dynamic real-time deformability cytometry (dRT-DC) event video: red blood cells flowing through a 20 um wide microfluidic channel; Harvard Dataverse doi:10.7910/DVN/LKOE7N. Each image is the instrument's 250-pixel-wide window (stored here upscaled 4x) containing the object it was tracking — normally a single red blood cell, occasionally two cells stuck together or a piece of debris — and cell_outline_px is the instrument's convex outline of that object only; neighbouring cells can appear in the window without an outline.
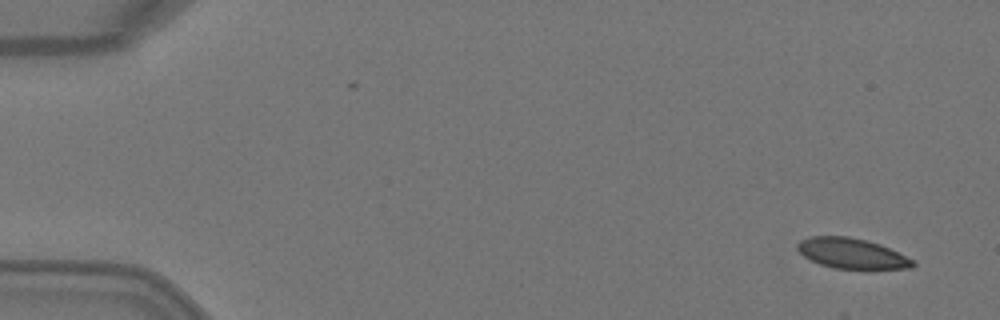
{"species": "Egyptian fruit bat (a non-hibernating species)", "species_latin": "Rousettus aegyptiacus", "temperature_condition": "warm", "stored_images_in_passage": 4, "camera_frame_rate_fps": 3000, "um_per_image_px": 0.085, "animal": {"sex": "female"}, "frame": {"image": 1, "passage_image": 1, "time_ms": 0.0, "image_size_px": [1000, 320], "cell_outline_px": [[916, 264], [912, 268], [868, 272], [832, 268], [820, 264], [804, 256], [796, 248], [796, 244], [800, 240], [812, 236], [848, 236], [868, 240], [880, 244], [916, 260]], "centroid_in_image_um": [72.5, 21.6], "position_along_channel_um": 12.5, "area_um2": 21.5}}
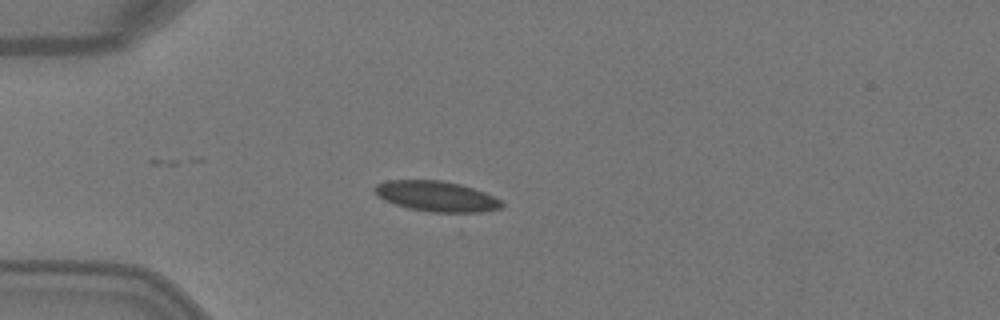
{"frame": {"image": 2, "passage_image": 3, "time_ms": 0.667, "image_size_px": [1000, 320], "cell_outline_px": [[504, 208], [480, 212], [432, 212], [408, 208], [384, 200], [372, 188], [376, 184], [388, 180], [440, 180], [460, 184], [484, 192], [500, 200], [504, 204]], "centroid_in_image_um": [37.11, 16.68], "position_along_channel_um": 47.9, "area_um2": 22.37}}